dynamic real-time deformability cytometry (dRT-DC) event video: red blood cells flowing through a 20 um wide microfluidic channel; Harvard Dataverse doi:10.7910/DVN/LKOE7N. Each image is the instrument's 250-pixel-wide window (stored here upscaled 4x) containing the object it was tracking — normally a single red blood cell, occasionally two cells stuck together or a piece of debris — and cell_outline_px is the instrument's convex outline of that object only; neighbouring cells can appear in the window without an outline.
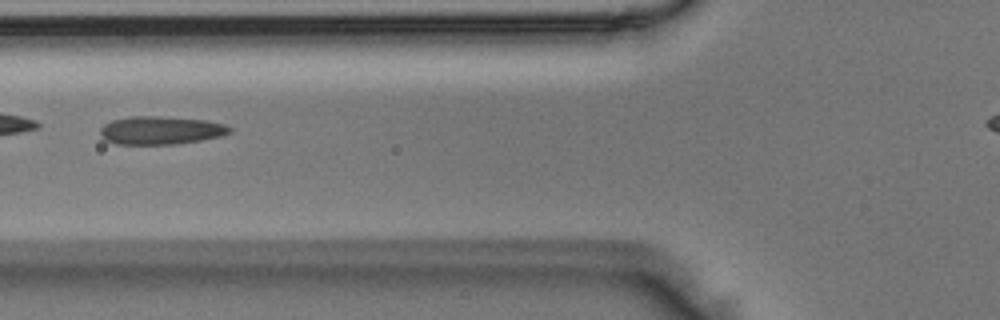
{"species": "Egyptian fruit bat (a non-hibernating species)", "species_latin": "Rousettus aegyptiacus", "temperature_condition": "room temperature", "stored_images_in_passage": 33, "camera_frame_rate_fps": 3000, "um_per_image_px": 0.085, "animal": {"sex": "male"}, "frame": {"image": 1, "passage_image": 6, "time_ms": 1.667, "image_size_px": [1000, 320], "cell_outline_px": [[232, 132], [220, 136], [200, 140], [176, 144], [116, 144], [104, 140], [100, 136], [100, 128], [104, 124], [112, 120], [128, 116], [160, 116], [204, 120], [224, 124], [232, 128]], "centroid_in_image_um": [13.62, 11.08], "position_along_channel_um": 112.2, "area_um2": 21.33}}
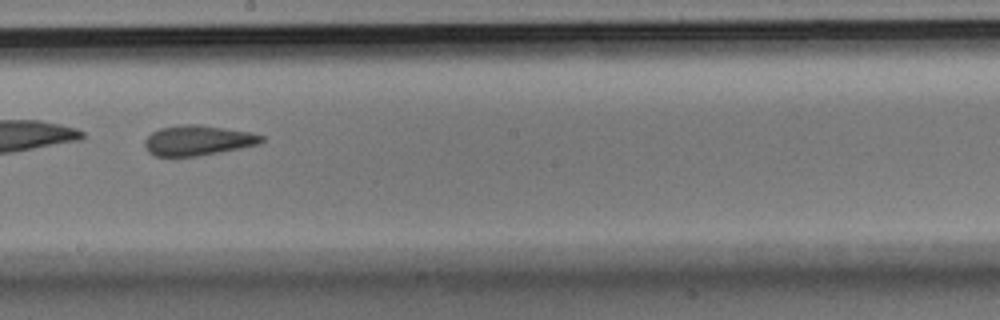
{"frame": {"image": 2, "passage_image": 15, "time_ms": 4.667, "image_size_px": [1000, 320], "cell_outline_px": [[264, 140], [260, 144], [220, 152], [196, 156], [156, 156], [148, 152], [144, 144], [144, 140], [152, 132], [160, 128], [184, 124], [196, 124], [252, 132], [264, 136]], "centroid_in_image_um": [16.83, 11.93], "position_along_channel_um": 231.4, "area_um2": 20.46}}